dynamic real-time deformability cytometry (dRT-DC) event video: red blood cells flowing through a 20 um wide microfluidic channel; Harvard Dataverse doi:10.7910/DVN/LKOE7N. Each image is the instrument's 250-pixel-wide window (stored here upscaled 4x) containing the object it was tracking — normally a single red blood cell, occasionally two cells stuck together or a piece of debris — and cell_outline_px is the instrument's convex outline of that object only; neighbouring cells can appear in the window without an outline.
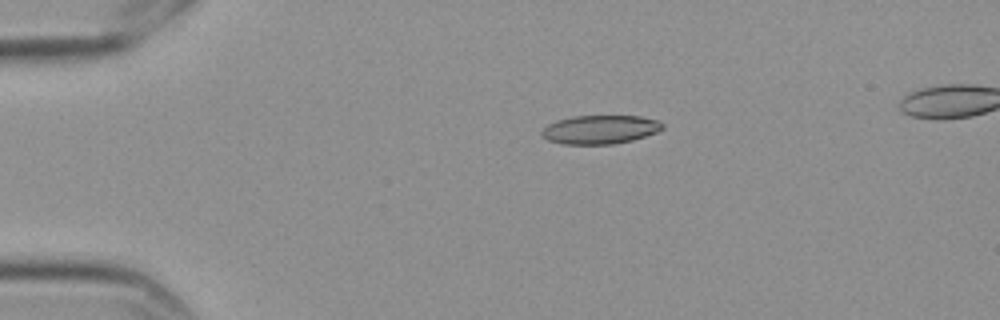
{"species": "Egyptian fruit bat (a non-hibernating species)", "species_latin": "Rousettus aegyptiacus", "temperature_condition": "cold", "stored_images_in_passage": 7, "camera_frame_rate_fps": 3000, "um_per_image_px": 0.085, "frame": {"image": 1, "passage_image": 2, "time_ms": 0.333, "image_size_px": [1000, 320], "cell_outline_px": [[664, 128], [656, 132], [632, 140], [612, 144], [564, 144], [548, 140], [540, 132], [548, 124], [556, 120], [572, 116], [640, 116], [660, 120], [664, 124]], "centroid_in_image_um": [51.03, 11.0], "position_along_channel_um": 34.0, "area_um2": 20.17}}
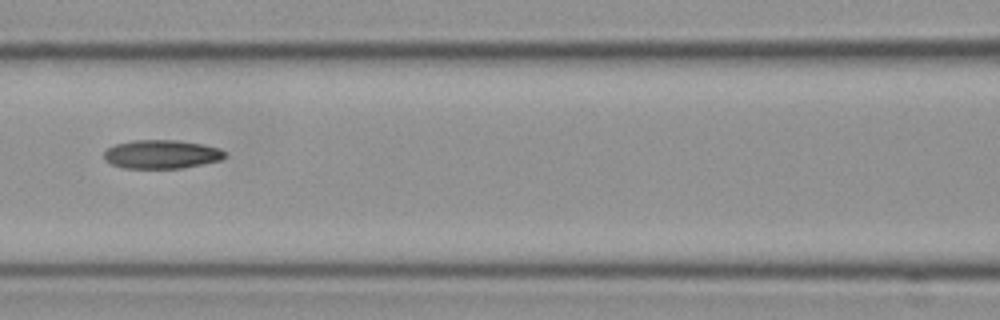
{"frame": {"image": 2, "passage_image": 6, "time_ms": 1.667, "image_size_px": [1000, 320], "cell_outline_px": [[228, 156], [220, 160], [180, 168], [124, 168], [112, 164], [104, 160], [104, 152], [108, 148], [116, 144], [132, 140], [176, 140], [204, 144], [220, 148]], "centroid_in_image_um": [13.73, 13.1], "position_along_channel_um": 152.9, "area_um2": 20.17}}
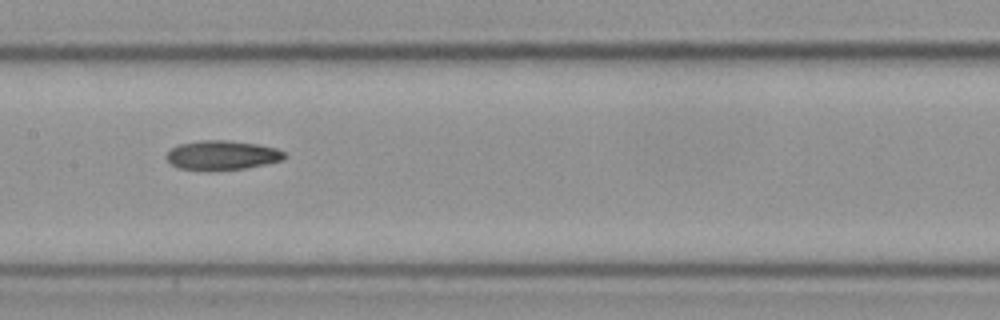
{"frame": {"image": 3, "passage_image": 7, "time_ms": 2.0, "image_size_px": [1000, 320], "cell_outline_px": [[288, 156], [284, 160], [244, 168], [180, 168], [172, 164], [164, 156], [172, 148], [180, 144], [200, 140], [228, 140], [256, 144], [276, 148], [284, 152]], "centroid_in_image_um": [18.92, 13.15], "position_along_channel_um": 188.5, "area_um2": 19.48}}